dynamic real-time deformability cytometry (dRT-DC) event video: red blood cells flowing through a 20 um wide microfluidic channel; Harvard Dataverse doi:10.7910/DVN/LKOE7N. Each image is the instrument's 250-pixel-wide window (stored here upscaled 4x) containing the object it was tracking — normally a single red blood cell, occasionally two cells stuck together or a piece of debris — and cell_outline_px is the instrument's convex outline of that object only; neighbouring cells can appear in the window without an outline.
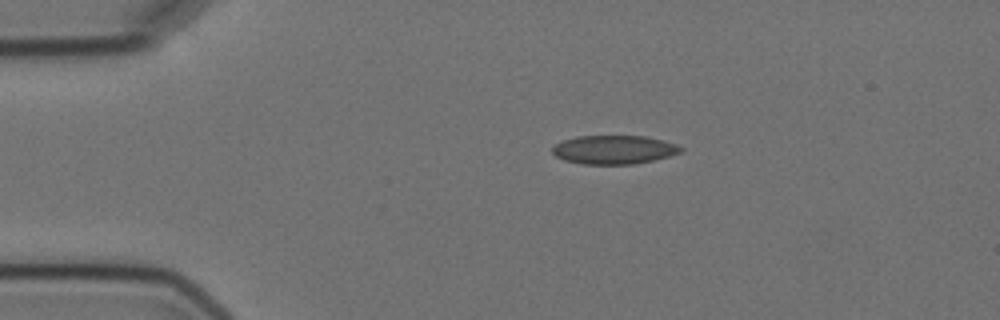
{"species": "Egyptian fruit bat (a non-hibernating species)", "species_latin": "Rousettus aegyptiacus", "temperature_condition": "cold", "stored_images_in_passage": 4, "camera_frame_rate_fps": 3000, "um_per_image_px": 0.085, "animal": {"sex": "female"}, "frame": {"image": 1, "passage_image": 3, "time_ms": 2.333, "image_size_px": [1000, 320], "cell_outline_px": [[684, 148], [680, 152], [668, 156], [652, 160], [632, 164], [584, 164], [564, 160], [556, 156], [552, 152], [552, 144], [560, 140], [576, 136], [644, 136], [664, 140], [676, 144]], "centroid_in_image_um": [52.13, 12.71], "position_along_channel_um": 32.9, "area_um2": 21.56}}